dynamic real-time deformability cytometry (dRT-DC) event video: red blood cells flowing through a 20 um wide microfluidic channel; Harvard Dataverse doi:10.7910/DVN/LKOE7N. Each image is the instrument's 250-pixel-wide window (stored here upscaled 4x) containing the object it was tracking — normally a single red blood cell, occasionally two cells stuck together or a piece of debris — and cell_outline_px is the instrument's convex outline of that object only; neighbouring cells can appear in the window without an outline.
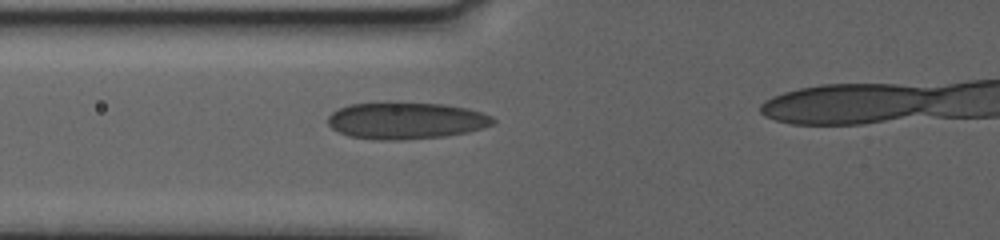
{"species": "human", "species_latin": "Homo sapiens", "temperature_condition": "warm", "stored_images_in_passage": 49, "camera_frame_rate_fps": 3000, "um_per_image_px": 0.085, "donor": {"sex": "female"}, "frame": {"image": 1, "passage_image": 17, "time_ms": 5.333, "image_size_px": [1000, 240], "cell_outline_px": [[496, 120], [492, 124], [468, 132], [444, 136], [400, 140], [372, 140], [348, 136], [332, 128], [328, 124], [328, 116], [332, 112], [340, 108], [352, 104], [440, 104], [468, 108], [492, 116]], "centroid_in_image_um": [34.5, 10.28], "position_along_channel_um": 91.3, "area_um2": 34.74}}
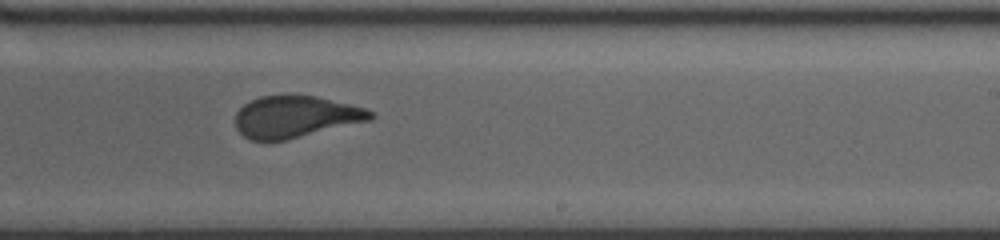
{"frame": {"image": 2, "passage_image": 33, "time_ms": 10.667, "image_size_px": [1000, 240], "cell_outline_px": [[376, 116], [372, 120], [284, 140], [252, 140], [244, 136], [236, 128], [236, 112], [244, 104], [260, 96], [316, 96], [364, 108], [376, 112]], "centroid_in_image_um": [25.14, 9.93], "position_along_channel_um": 263.9, "area_um2": 32.48}}
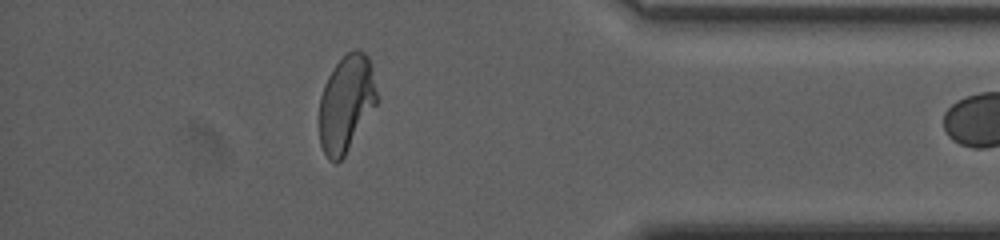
{"frame": {"image": 3, "passage_image": 48, "time_ms": 15.667, "image_size_px": [1000, 240], "cell_outline_px": [[376, 104], [344, 156], [336, 164], [328, 160], [320, 144], [320, 96], [324, 84], [328, 76], [336, 64], [352, 48], [356, 48], [364, 52], [368, 56], [376, 92]], "centroid_in_image_um": [29.4, 8.8], "position_along_channel_um": 405.8, "area_um2": 31.91}}